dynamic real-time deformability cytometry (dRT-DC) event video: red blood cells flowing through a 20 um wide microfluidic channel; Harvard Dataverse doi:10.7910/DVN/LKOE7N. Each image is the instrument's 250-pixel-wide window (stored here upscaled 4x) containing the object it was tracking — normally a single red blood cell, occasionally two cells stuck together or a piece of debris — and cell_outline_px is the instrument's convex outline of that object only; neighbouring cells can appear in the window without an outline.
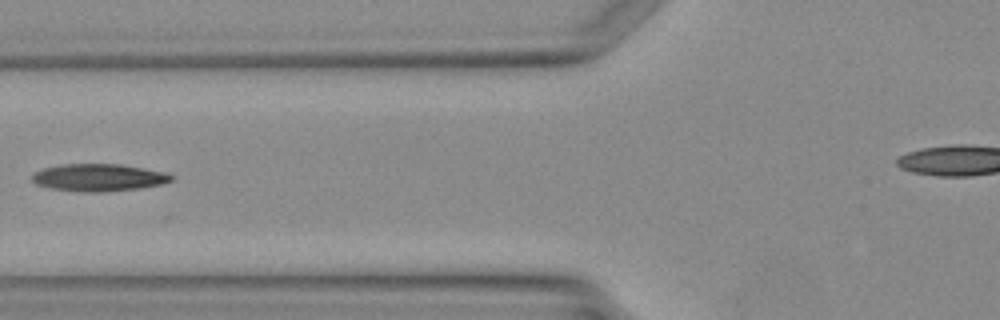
{"species": "Egyptian fruit bat (a non-hibernating species)", "species_latin": "Rousettus aegyptiacus", "temperature_condition": "warm", "stored_images_in_passage": 32, "camera_frame_rate_fps": 3000, "um_per_image_px": 0.085, "animal": {"sex": "female"}, "frame": {"image": 1, "passage_image": 14, "time_ms": 4.333, "image_size_px": [1000, 320], "cell_outline_px": [[172, 180], [164, 184], [140, 188], [104, 192], [84, 192], [52, 188], [36, 184], [32, 180], [32, 176], [36, 172], [44, 168], [60, 164], [120, 164], [144, 168], [164, 172], [172, 176]], "centroid_in_image_um": [8.4, 15.09], "position_along_channel_um": 117.4, "area_um2": 22.08}}